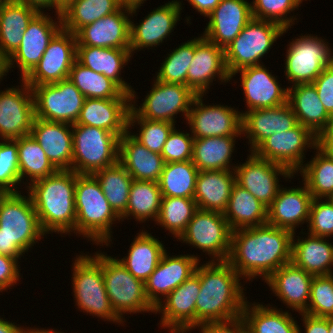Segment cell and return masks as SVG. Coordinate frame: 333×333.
I'll use <instances>...</instances> for the list:
<instances>
[{
  "instance_id": "3",
  "label": "cell",
  "mask_w": 333,
  "mask_h": 333,
  "mask_svg": "<svg viewBox=\"0 0 333 333\" xmlns=\"http://www.w3.org/2000/svg\"><path fill=\"white\" fill-rule=\"evenodd\" d=\"M77 173L58 170L53 175L29 183L27 190L36 210L40 226L47 234L75 233V185Z\"/></svg>"
},
{
  "instance_id": "16",
  "label": "cell",
  "mask_w": 333,
  "mask_h": 333,
  "mask_svg": "<svg viewBox=\"0 0 333 333\" xmlns=\"http://www.w3.org/2000/svg\"><path fill=\"white\" fill-rule=\"evenodd\" d=\"M236 183L249 191L267 208L280 190L278 175L292 178L294 174L286 167L257 157L253 152L247 161L234 169Z\"/></svg>"
},
{
  "instance_id": "64",
  "label": "cell",
  "mask_w": 333,
  "mask_h": 333,
  "mask_svg": "<svg viewBox=\"0 0 333 333\" xmlns=\"http://www.w3.org/2000/svg\"><path fill=\"white\" fill-rule=\"evenodd\" d=\"M23 328L12 322L0 318V333H22Z\"/></svg>"
},
{
  "instance_id": "67",
  "label": "cell",
  "mask_w": 333,
  "mask_h": 333,
  "mask_svg": "<svg viewBox=\"0 0 333 333\" xmlns=\"http://www.w3.org/2000/svg\"><path fill=\"white\" fill-rule=\"evenodd\" d=\"M74 0H53V8L60 14Z\"/></svg>"
},
{
  "instance_id": "44",
  "label": "cell",
  "mask_w": 333,
  "mask_h": 333,
  "mask_svg": "<svg viewBox=\"0 0 333 333\" xmlns=\"http://www.w3.org/2000/svg\"><path fill=\"white\" fill-rule=\"evenodd\" d=\"M161 191L158 182L133 180L125 213L120 217L123 221L129 216L144 222L148 218L155 222L159 216L161 206Z\"/></svg>"
},
{
  "instance_id": "38",
  "label": "cell",
  "mask_w": 333,
  "mask_h": 333,
  "mask_svg": "<svg viewBox=\"0 0 333 333\" xmlns=\"http://www.w3.org/2000/svg\"><path fill=\"white\" fill-rule=\"evenodd\" d=\"M133 240L128 256L117 260L137 279L146 281L167 251L157 238L142 230Z\"/></svg>"
},
{
  "instance_id": "52",
  "label": "cell",
  "mask_w": 333,
  "mask_h": 333,
  "mask_svg": "<svg viewBox=\"0 0 333 333\" xmlns=\"http://www.w3.org/2000/svg\"><path fill=\"white\" fill-rule=\"evenodd\" d=\"M20 180L18 138L0 142V192L18 193L15 188Z\"/></svg>"
},
{
  "instance_id": "68",
  "label": "cell",
  "mask_w": 333,
  "mask_h": 333,
  "mask_svg": "<svg viewBox=\"0 0 333 333\" xmlns=\"http://www.w3.org/2000/svg\"><path fill=\"white\" fill-rule=\"evenodd\" d=\"M25 329L26 328L23 329L22 333H60V331H56V330H53V329L52 330H50V329L49 330L48 329L45 330L43 328L42 329H39V328H36V329L33 328V329H31L30 328V329H26V330Z\"/></svg>"
},
{
  "instance_id": "70",
  "label": "cell",
  "mask_w": 333,
  "mask_h": 333,
  "mask_svg": "<svg viewBox=\"0 0 333 333\" xmlns=\"http://www.w3.org/2000/svg\"><path fill=\"white\" fill-rule=\"evenodd\" d=\"M6 1H7V0H0V10H1L3 4H4Z\"/></svg>"
},
{
  "instance_id": "46",
  "label": "cell",
  "mask_w": 333,
  "mask_h": 333,
  "mask_svg": "<svg viewBox=\"0 0 333 333\" xmlns=\"http://www.w3.org/2000/svg\"><path fill=\"white\" fill-rule=\"evenodd\" d=\"M93 175L114 212L121 217L126 209L133 178L118 161L112 166L98 170Z\"/></svg>"
},
{
  "instance_id": "50",
  "label": "cell",
  "mask_w": 333,
  "mask_h": 333,
  "mask_svg": "<svg viewBox=\"0 0 333 333\" xmlns=\"http://www.w3.org/2000/svg\"><path fill=\"white\" fill-rule=\"evenodd\" d=\"M195 54V38L168 54L156 79L166 83L187 85V72Z\"/></svg>"
},
{
  "instance_id": "33",
  "label": "cell",
  "mask_w": 333,
  "mask_h": 333,
  "mask_svg": "<svg viewBox=\"0 0 333 333\" xmlns=\"http://www.w3.org/2000/svg\"><path fill=\"white\" fill-rule=\"evenodd\" d=\"M131 56L130 49L77 45L76 60L94 72L103 74L115 82L125 93L130 94L131 99H135V91L119 76L121 69L128 64Z\"/></svg>"
},
{
  "instance_id": "11",
  "label": "cell",
  "mask_w": 333,
  "mask_h": 333,
  "mask_svg": "<svg viewBox=\"0 0 333 333\" xmlns=\"http://www.w3.org/2000/svg\"><path fill=\"white\" fill-rule=\"evenodd\" d=\"M232 230L224 214L198 209L178 240L193 245L208 255L211 261H227L231 249Z\"/></svg>"
},
{
  "instance_id": "20",
  "label": "cell",
  "mask_w": 333,
  "mask_h": 333,
  "mask_svg": "<svg viewBox=\"0 0 333 333\" xmlns=\"http://www.w3.org/2000/svg\"><path fill=\"white\" fill-rule=\"evenodd\" d=\"M200 291V278L194 273L176 289L170 292L165 301L155 308L161 313V325L170 333H184L196 329V300Z\"/></svg>"
},
{
  "instance_id": "40",
  "label": "cell",
  "mask_w": 333,
  "mask_h": 333,
  "mask_svg": "<svg viewBox=\"0 0 333 333\" xmlns=\"http://www.w3.org/2000/svg\"><path fill=\"white\" fill-rule=\"evenodd\" d=\"M238 136H218L194 139L191 161L199 171L234 170L231 154Z\"/></svg>"
},
{
  "instance_id": "62",
  "label": "cell",
  "mask_w": 333,
  "mask_h": 333,
  "mask_svg": "<svg viewBox=\"0 0 333 333\" xmlns=\"http://www.w3.org/2000/svg\"><path fill=\"white\" fill-rule=\"evenodd\" d=\"M201 15L207 17L221 0H187Z\"/></svg>"
},
{
  "instance_id": "59",
  "label": "cell",
  "mask_w": 333,
  "mask_h": 333,
  "mask_svg": "<svg viewBox=\"0 0 333 333\" xmlns=\"http://www.w3.org/2000/svg\"><path fill=\"white\" fill-rule=\"evenodd\" d=\"M18 259L0 254V292L19 281Z\"/></svg>"
},
{
  "instance_id": "57",
  "label": "cell",
  "mask_w": 333,
  "mask_h": 333,
  "mask_svg": "<svg viewBox=\"0 0 333 333\" xmlns=\"http://www.w3.org/2000/svg\"><path fill=\"white\" fill-rule=\"evenodd\" d=\"M312 84L325 110L333 117V64L327 66Z\"/></svg>"
},
{
  "instance_id": "28",
  "label": "cell",
  "mask_w": 333,
  "mask_h": 333,
  "mask_svg": "<svg viewBox=\"0 0 333 333\" xmlns=\"http://www.w3.org/2000/svg\"><path fill=\"white\" fill-rule=\"evenodd\" d=\"M242 134L249 139L252 152L263 140L274 133L294 128L298 122L288 103L272 108L242 112Z\"/></svg>"
},
{
  "instance_id": "1",
  "label": "cell",
  "mask_w": 333,
  "mask_h": 333,
  "mask_svg": "<svg viewBox=\"0 0 333 333\" xmlns=\"http://www.w3.org/2000/svg\"><path fill=\"white\" fill-rule=\"evenodd\" d=\"M293 233L269 224L232 231L227 262L242 277L266 280L291 262Z\"/></svg>"
},
{
  "instance_id": "41",
  "label": "cell",
  "mask_w": 333,
  "mask_h": 333,
  "mask_svg": "<svg viewBox=\"0 0 333 333\" xmlns=\"http://www.w3.org/2000/svg\"><path fill=\"white\" fill-rule=\"evenodd\" d=\"M256 304L253 303L252 307L247 301L242 312L248 333H301V329L289 312Z\"/></svg>"
},
{
  "instance_id": "29",
  "label": "cell",
  "mask_w": 333,
  "mask_h": 333,
  "mask_svg": "<svg viewBox=\"0 0 333 333\" xmlns=\"http://www.w3.org/2000/svg\"><path fill=\"white\" fill-rule=\"evenodd\" d=\"M299 188H280L267 210V224L295 233L297 226L308 222L314 199L305 183ZM305 221V222H304Z\"/></svg>"
},
{
  "instance_id": "51",
  "label": "cell",
  "mask_w": 333,
  "mask_h": 333,
  "mask_svg": "<svg viewBox=\"0 0 333 333\" xmlns=\"http://www.w3.org/2000/svg\"><path fill=\"white\" fill-rule=\"evenodd\" d=\"M303 0H253L252 16L258 20H266L279 24L288 30L294 24L295 17L287 14L294 11ZM294 18V19H293Z\"/></svg>"
},
{
  "instance_id": "34",
  "label": "cell",
  "mask_w": 333,
  "mask_h": 333,
  "mask_svg": "<svg viewBox=\"0 0 333 333\" xmlns=\"http://www.w3.org/2000/svg\"><path fill=\"white\" fill-rule=\"evenodd\" d=\"M287 103L294 112L297 122L318 137L333 121L325 110L312 83L288 87Z\"/></svg>"
},
{
  "instance_id": "14",
  "label": "cell",
  "mask_w": 333,
  "mask_h": 333,
  "mask_svg": "<svg viewBox=\"0 0 333 333\" xmlns=\"http://www.w3.org/2000/svg\"><path fill=\"white\" fill-rule=\"evenodd\" d=\"M317 143L318 137L298 123L291 130L267 137L252 152L257 157L280 164L295 174L304 166L305 148H315Z\"/></svg>"
},
{
  "instance_id": "7",
  "label": "cell",
  "mask_w": 333,
  "mask_h": 333,
  "mask_svg": "<svg viewBox=\"0 0 333 333\" xmlns=\"http://www.w3.org/2000/svg\"><path fill=\"white\" fill-rule=\"evenodd\" d=\"M119 139L115 133L88 125L72 124V171L93 174L119 161Z\"/></svg>"
},
{
  "instance_id": "45",
  "label": "cell",
  "mask_w": 333,
  "mask_h": 333,
  "mask_svg": "<svg viewBox=\"0 0 333 333\" xmlns=\"http://www.w3.org/2000/svg\"><path fill=\"white\" fill-rule=\"evenodd\" d=\"M198 172L191 160L165 163L158 180L162 197L193 199Z\"/></svg>"
},
{
  "instance_id": "23",
  "label": "cell",
  "mask_w": 333,
  "mask_h": 333,
  "mask_svg": "<svg viewBox=\"0 0 333 333\" xmlns=\"http://www.w3.org/2000/svg\"><path fill=\"white\" fill-rule=\"evenodd\" d=\"M199 258L194 255L170 257L165 252L155 270L145 281V292L150 303L156 308L180 284L195 273Z\"/></svg>"
},
{
  "instance_id": "42",
  "label": "cell",
  "mask_w": 333,
  "mask_h": 333,
  "mask_svg": "<svg viewBox=\"0 0 333 333\" xmlns=\"http://www.w3.org/2000/svg\"><path fill=\"white\" fill-rule=\"evenodd\" d=\"M68 79L85 98L131 99V95L125 93L115 82L83 66L77 60L71 67Z\"/></svg>"
},
{
  "instance_id": "22",
  "label": "cell",
  "mask_w": 333,
  "mask_h": 333,
  "mask_svg": "<svg viewBox=\"0 0 333 333\" xmlns=\"http://www.w3.org/2000/svg\"><path fill=\"white\" fill-rule=\"evenodd\" d=\"M129 14L131 9L121 7L118 11L83 26L75 33L77 45L130 49Z\"/></svg>"
},
{
  "instance_id": "17",
  "label": "cell",
  "mask_w": 333,
  "mask_h": 333,
  "mask_svg": "<svg viewBox=\"0 0 333 333\" xmlns=\"http://www.w3.org/2000/svg\"><path fill=\"white\" fill-rule=\"evenodd\" d=\"M56 17L59 21L51 19L43 11L38 12L28 23L24 31L20 46L8 58L9 70L16 62L21 71V77L24 79L38 64L43 56L49 42L62 29L61 15ZM48 16V17H47ZM59 24V25H58Z\"/></svg>"
},
{
  "instance_id": "43",
  "label": "cell",
  "mask_w": 333,
  "mask_h": 333,
  "mask_svg": "<svg viewBox=\"0 0 333 333\" xmlns=\"http://www.w3.org/2000/svg\"><path fill=\"white\" fill-rule=\"evenodd\" d=\"M118 0H74L61 11L62 29L75 34L80 28L118 11Z\"/></svg>"
},
{
  "instance_id": "61",
  "label": "cell",
  "mask_w": 333,
  "mask_h": 333,
  "mask_svg": "<svg viewBox=\"0 0 333 333\" xmlns=\"http://www.w3.org/2000/svg\"><path fill=\"white\" fill-rule=\"evenodd\" d=\"M317 145L328 155L333 157V121L331 124L318 136Z\"/></svg>"
},
{
  "instance_id": "56",
  "label": "cell",
  "mask_w": 333,
  "mask_h": 333,
  "mask_svg": "<svg viewBox=\"0 0 333 333\" xmlns=\"http://www.w3.org/2000/svg\"><path fill=\"white\" fill-rule=\"evenodd\" d=\"M190 133L176 130V127L168 136L161 155L165 163L184 162L192 159L194 137Z\"/></svg>"
},
{
  "instance_id": "65",
  "label": "cell",
  "mask_w": 333,
  "mask_h": 333,
  "mask_svg": "<svg viewBox=\"0 0 333 333\" xmlns=\"http://www.w3.org/2000/svg\"><path fill=\"white\" fill-rule=\"evenodd\" d=\"M118 1L122 7H127L131 9V15H133V13H136V10L139 9L141 4H143L144 1L146 0H118Z\"/></svg>"
},
{
  "instance_id": "8",
  "label": "cell",
  "mask_w": 333,
  "mask_h": 333,
  "mask_svg": "<svg viewBox=\"0 0 333 333\" xmlns=\"http://www.w3.org/2000/svg\"><path fill=\"white\" fill-rule=\"evenodd\" d=\"M286 32L277 23L252 18L240 34L224 48L229 75L246 67L260 65L273 43Z\"/></svg>"
},
{
  "instance_id": "26",
  "label": "cell",
  "mask_w": 333,
  "mask_h": 333,
  "mask_svg": "<svg viewBox=\"0 0 333 333\" xmlns=\"http://www.w3.org/2000/svg\"><path fill=\"white\" fill-rule=\"evenodd\" d=\"M181 2L169 1L153 10L137 26L131 21L130 51L150 48L160 45L173 31L177 21H180Z\"/></svg>"
},
{
  "instance_id": "54",
  "label": "cell",
  "mask_w": 333,
  "mask_h": 333,
  "mask_svg": "<svg viewBox=\"0 0 333 333\" xmlns=\"http://www.w3.org/2000/svg\"><path fill=\"white\" fill-rule=\"evenodd\" d=\"M306 314L316 317L333 316V274L314 276Z\"/></svg>"
},
{
  "instance_id": "35",
  "label": "cell",
  "mask_w": 333,
  "mask_h": 333,
  "mask_svg": "<svg viewBox=\"0 0 333 333\" xmlns=\"http://www.w3.org/2000/svg\"><path fill=\"white\" fill-rule=\"evenodd\" d=\"M236 183L235 171H199L193 199L198 209L224 213Z\"/></svg>"
},
{
  "instance_id": "39",
  "label": "cell",
  "mask_w": 333,
  "mask_h": 333,
  "mask_svg": "<svg viewBox=\"0 0 333 333\" xmlns=\"http://www.w3.org/2000/svg\"><path fill=\"white\" fill-rule=\"evenodd\" d=\"M267 210L249 191L235 183L223 214L234 231L267 224Z\"/></svg>"
},
{
  "instance_id": "9",
  "label": "cell",
  "mask_w": 333,
  "mask_h": 333,
  "mask_svg": "<svg viewBox=\"0 0 333 333\" xmlns=\"http://www.w3.org/2000/svg\"><path fill=\"white\" fill-rule=\"evenodd\" d=\"M102 270L108 298L115 313L154 312L145 292V282L135 278L118 260L102 253Z\"/></svg>"
},
{
  "instance_id": "60",
  "label": "cell",
  "mask_w": 333,
  "mask_h": 333,
  "mask_svg": "<svg viewBox=\"0 0 333 333\" xmlns=\"http://www.w3.org/2000/svg\"><path fill=\"white\" fill-rule=\"evenodd\" d=\"M303 317V326L306 333H328V317H316L300 313Z\"/></svg>"
},
{
  "instance_id": "18",
  "label": "cell",
  "mask_w": 333,
  "mask_h": 333,
  "mask_svg": "<svg viewBox=\"0 0 333 333\" xmlns=\"http://www.w3.org/2000/svg\"><path fill=\"white\" fill-rule=\"evenodd\" d=\"M19 86L0 91V139L30 135L35 118L32 88L22 79ZM23 87V88H22Z\"/></svg>"
},
{
  "instance_id": "69",
  "label": "cell",
  "mask_w": 333,
  "mask_h": 333,
  "mask_svg": "<svg viewBox=\"0 0 333 333\" xmlns=\"http://www.w3.org/2000/svg\"><path fill=\"white\" fill-rule=\"evenodd\" d=\"M328 333H333V316L328 317Z\"/></svg>"
},
{
  "instance_id": "24",
  "label": "cell",
  "mask_w": 333,
  "mask_h": 333,
  "mask_svg": "<svg viewBox=\"0 0 333 333\" xmlns=\"http://www.w3.org/2000/svg\"><path fill=\"white\" fill-rule=\"evenodd\" d=\"M251 5L245 0H221L207 16L210 20L202 36L225 48L253 18Z\"/></svg>"
},
{
  "instance_id": "19",
  "label": "cell",
  "mask_w": 333,
  "mask_h": 333,
  "mask_svg": "<svg viewBox=\"0 0 333 333\" xmlns=\"http://www.w3.org/2000/svg\"><path fill=\"white\" fill-rule=\"evenodd\" d=\"M204 95H197L188 113L187 121L194 139L242 134V114L234 108L203 104ZM195 107V108H194Z\"/></svg>"
},
{
  "instance_id": "48",
  "label": "cell",
  "mask_w": 333,
  "mask_h": 333,
  "mask_svg": "<svg viewBox=\"0 0 333 333\" xmlns=\"http://www.w3.org/2000/svg\"><path fill=\"white\" fill-rule=\"evenodd\" d=\"M18 158L20 180L28 175L32 183L58 171L31 135L18 138Z\"/></svg>"
},
{
  "instance_id": "66",
  "label": "cell",
  "mask_w": 333,
  "mask_h": 333,
  "mask_svg": "<svg viewBox=\"0 0 333 333\" xmlns=\"http://www.w3.org/2000/svg\"><path fill=\"white\" fill-rule=\"evenodd\" d=\"M9 72L8 57L0 50V80Z\"/></svg>"
},
{
  "instance_id": "55",
  "label": "cell",
  "mask_w": 333,
  "mask_h": 333,
  "mask_svg": "<svg viewBox=\"0 0 333 333\" xmlns=\"http://www.w3.org/2000/svg\"><path fill=\"white\" fill-rule=\"evenodd\" d=\"M308 221L309 233L307 234L324 238L333 235V203L330 199L321 202L319 198H314Z\"/></svg>"
},
{
  "instance_id": "49",
  "label": "cell",
  "mask_w": 333,
  "mask_h": 333,
  "mask_svg": "<svg viewBox=\"0 0 333 333\" xmlns=\"http://www.w3.org/2000/svg\"><path fill=\"white\" fill-rule=\"evenodd\" d=\"M197 210L198 206L194 199L162 197L156 223L169 230L178 239Z\"/></svg>"
},
{
  "instance_id": "27",
  "label": "cell",
  "mask_w": 333,
  "mask_h": 333,
  "mask_svg": "<svg viewBox=\"0 0 333 333\" xmlns=\"http://www.w3.org/2000/svg\"><path fill=\"white\" fill-rule=\"evenodd\" d=\"M70 128V129H69ZM72 124L34 118L30 135L57 170L72 169Z\"/></svg>"
},
{
  "instance_id": "2",
  "label": "cell",
  "mask_w": 333,
  "mask_h": 333,
  "mask_svg": "<svg viewBox=\"0 0 333 333\" xmlns=\"http://www.w3.org/2000/svg\"><path fill=\"white\" fill-rule=\"evenodd\" d=\"M195 273L200 278V291L195 303L196 327L242 315L247 302L239 279L242 277L227 261L198 264Z\"/></svg>"
},
{
  "instance_id": "15",
  "label": "cell",
  "mask_w": 333,
  "mask_h": 333,
  "mask_svg": "<svg viewBox=\"0 0 333 333\" xmlns=\"http://www.w3.org/2000/svg\"><path fill=\"white\" fill-rule=\"evenodd\" d=\"M76 58L75 34L61 29L49 42L38 64L23 80L33 87L66 79Z\"/></svg>"
},
{
  "instance_id": "13",
  "label": "cell",
  "mask_w": 333,
  "mask_h": 333,
  "mask_svg": "<svg viewBox=\"0 0 333 333\" xmlns=\"http://www.w3.org/2000/svg\"><path fill=\"white\" fill-rule=\"evenodd\" d=\"M31 88L36 118L69 124L77 122L85 96L68 78Z\"/></svg>"
},
{
  "instance_id": "31",
  "label": "cell",
  "mask_w": 333,
  "mask_h": 333,
  "mask_svg": "<svg viewBox=\"0 0 333 333\" xmlns=\"http://www.w3.org/2000/svg\"><path fill=\"white\" fill-rule=\"evenodd\" d=\"M131 99L85 98L77 125L106 129L121 137L128 130Z\"/></svg>"
},
{
  "instance_id": "53",
  "label": "cell",
  "mask_w": 333,
  "mask_h": 333,
  "mask_svg": "<svg viewBox=\"0 0 333 333\" xmlns=\"http://www.w3.org/2000/svg\"><path fill=\"white\" fill-rule=\"evenodd\" d=\"M135 122L141 128L139 129V134L132 135L150 151L161 154L168 136L175 128V124L144 118H128V129L134 126Z\"/></svg>"
},
{
  "instance_id": "47",
  "label": "cell",
  "mask_w": 333,
  "mask_h": 333,
  "mask_svg": "<svg viewBox=\"0 0 333 333\" xmlns=\"http://www.w3.org/2000/svg\"><path fill=\"white\" fill-rule=\"evenodd\" d=\"M315 149L317 154L299 173L313 198L329 199L333 195V157L318 145Z\"/></svg>"
},
{
  "instance_id": "10",
  "label": "cell",
  "mask_w": 333,
  "mask_h": 333,
  "mask_svg": "<svg viewBox=\"0 0 333 333\" xmlns=\"http://www.w3.org/2000/svg\"><path fill=\"white\" fill-rule=\"evenodd\" d=\"M149 92L139 108L135 107L136 102L131 99L128 118H144L175 124V115L179 112H182L187 120L192 102L197 96L187 85L166 83L157 79Z\"/></svg>"
},
{
  "instance_id": "32",
  "label": "cell",
  "mask_w": 333,
  "mask_h": 333,
  "mask_svg": "<svg viewBox=\"0 0 333 333\" xmlns=\"http://www.w3.org/2000/svg\"><path fill=\"white\" fill-rule=\"evenodd\" d=\"M119 162L134 180L155 182L165 165L162 155L147 149L129 129L119 139Z\"/></svg>"
},
{
  "instance_id": "36",
  "label": "cell",
  "mask_w": 333,
  "mask_h": 333,
  "mask_svg": "<svg viewBox=\"0 0 333 333\" xmlns=\"http://www.w3.org/2000/svg\"><path fill=\"white\" fill-rule=\"evenodd\" d=\"M292 236L291 262L314 276L331 275L333 266V245L324 237L308 235L302 240Z\"/></svg>"
},
{
  "instance_id": "21",
  "label": "cell",
  "mask_w": 333,
  "mask_h": 333,
  "mask_svg": "<svg viewBox=\"0 0 333 333\" xmlns=\"http://www.w3.org/2000/svg\"><path fill=\"white\" fill-rule=\"evenodd\" d=\"M215 77L228 82L224 48L201 36L195 38V54L187 72V86L196 94L204 95Z\"/></svg>"
},
{
  "instance_id": "4",
  "label": "cell",
  "mask_w": 333,
  "mask_h": 333,
  "mask_svg": "<svg viewBox=\"0 0 333 333\" xmlns=\"http://www.w3.org/2000/svg\"><path fill=\"white\" fill-rule=\"evenodd\" d=\"M44 235L29 194L0 195V254L21 258Z\"/></svg>"
},
{
  "instance_id": "25",
  "label": "cell",
  "mask_w": 333,
  "mask_h": 333,
  "mask_svg": "<svg viewBox=\"0 0 333 333\" xmlns=\"http://www.w3.org/2000/svg\"><path fill=\"white\" fill-rule=\"evenodd\" d=\"M241 73V86L250 110L272 108L287 103L288 88H281L277 79L260 64L236 71Z\"/></svg>"
},
{
  "instance_id": "37",
  "label": "cell",
  "mask_w": 333,
  "mask_h": 333,
  "mask_svg": "<svg viewBox=\"0 0 333 333\" xmlns=\"http://www.w3.org/2000/svg\"><path fill=\"white\" fill-rule=\"evenodd\" d=\"M39 11L29 5L7 0L0 10V50L9 58L20 46L28 23Z\"/></svg>"
},
{
  "instance_id": "58",
  "label": "cell",
  "mask_w": 333,
  "mask_h": 333,
  "mask_svg": "<svg viewBox=\"0 0 333 333\" xmlns=\"http://www.w3.org/2000/svg\"><path fill=\"white\" fill-rule=\"evenodd\" d=\"M198 328L201 333H248L246 322L242 315L226 320L205 323Z\"/></svg>"
},
{
  "instance_id": "5",
  "label": "cell",
  "mask_w": 333,
  "mask_h": 333,
  "mask_svg": "<svg viewBox=\"0 0 333 333\" xmlns=\"http://www.w3.org/2000/svg\"><path fill=\"white\" fill-rule=\"evenodd\" d=\"M76 233L97 245L108 246L111 225L120 217L111 208L97 178L93 174H78L75 185Z\"/></svg>"
},
{
  "instance_id": "71",
  "label": "cell",
  "mask_w": 333,
  "mask_h": 333,
  "mask_svg": "<svg viewBox=\"0 0 333 333\" xmlns=\"http://www.w3.org/2000/svg\"><path fill=\"white\" fill-rule=\"evenodd\" d=\"M329 199L333 203V195Z\"/></svg>"
},
{
  "instance_id": "63",
  "label": "cell",
  "mask_w": 333,
  "mask_h": 333,
  "mask_svg": "<svg viewBox=\"0 0 333 333\" xmlns=\"http://www.w3.org/2000/svg\"><path fill=\"white\" fill-rule=\"evenodd\" d=\"M15 1L32 6L36 8L39 12H41L43 8L53 9V0H15Z\"/></svg>"
},
{
  "instance_id": "12",
  "label": "cell",
  "mask_w": 333,
  "mask_h": 333,
  "mask_svg": "<svg viewBox=\"0 0 333 333\" xmlns=\"http://www.w3.org/2000/svg\"><path fill=\"white\" fill-rule=\"evenodd\" d=\"M320 38L302 35L290 42L284 72L293 85L313 83L327 66L333 64L331 48Z\"/></svg>"
},
{
  "instance_id": "30",
  "label": "cell",
  "mask_w": 333,
  "mask_h": 333,
  "mask_svg": "<svg viewBox=\"0 0 333 333\" xmlns=\"http://www.w3.org/2000/svg\"><path fill=\"white\" fill-rule=\"evenodd\" d=\"M314 275L296 267L292 262L274 271L265 282L275 296L292 310L304 313L310 300L311 282Z\"/></svg>"
},
{
  "instance_id": "6",
  "label": "cell",
  "mask_w": 333,
  "mask_h": 333,
  "mask_svg": "<svg viewBox=\"0 0 333 333\" xmlns=\"http://www.w3.org/2000/svg\"><path fill=\"white\" fill-rule=\"evenodd\" d=\"M72 286L78 308L92 316L121 324L124 322L114 311L108 298L103 270L102 253L78 255L73 265Z\"/></svg>"
}]
</instances>
